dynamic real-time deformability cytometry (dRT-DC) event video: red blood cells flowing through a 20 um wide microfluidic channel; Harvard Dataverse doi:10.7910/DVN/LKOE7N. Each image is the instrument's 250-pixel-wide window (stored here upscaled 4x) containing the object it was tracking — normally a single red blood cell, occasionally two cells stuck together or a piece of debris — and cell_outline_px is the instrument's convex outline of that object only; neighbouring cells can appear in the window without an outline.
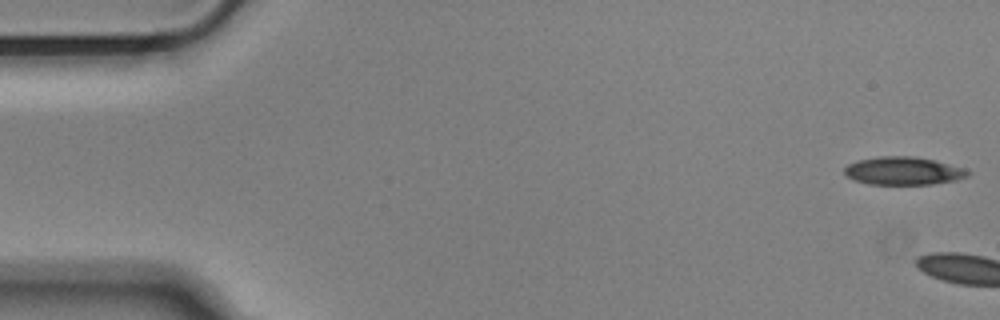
{"species": "Egyptian fruit bat (a non-hibernating species)", "species_latin": "Rousettus aegyptiacus", "temperature_condition": "cold", "stored_images_in_passage": 4, "camera_frame_rate_fps": 3000, "um_per_image_px": 0.085, "animal": {"sex": "male"}, "frame": {"image": 1, "passage_image": 1, "time_ms": 0.0, "image_size_px": [1000, 320], "cell_outline_px": [[972, 172], [968, 176], [956, 180], [932, 184], [868, 184], [852, 180], [844, 172], [844, 168], [848, 164], [860, 160], [880, 156], [912, 156], [932, 160], [964, 168]], "centroid_in_image_um": [76.78, 14.53], "position_along_channel_um": 8.2, "area_um2": 20.0}}